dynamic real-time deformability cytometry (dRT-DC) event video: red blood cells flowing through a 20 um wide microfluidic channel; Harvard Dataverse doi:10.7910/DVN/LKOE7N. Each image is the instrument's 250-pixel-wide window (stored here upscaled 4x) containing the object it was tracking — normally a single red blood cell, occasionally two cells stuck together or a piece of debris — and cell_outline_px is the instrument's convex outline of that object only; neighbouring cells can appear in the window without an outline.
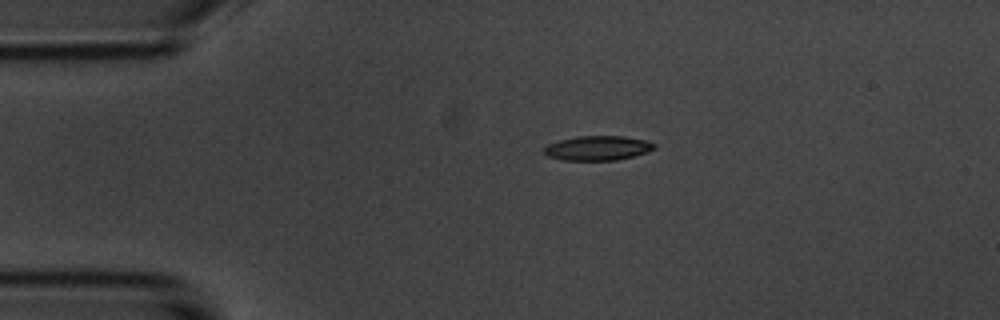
{"species": "common noctule bat (a hibernating species)", "species_latin": "Nyctalus noctula", "temperature_condition": "room temperature", "stored_images_in_passage": 2, "camera_frame_rate_fps": 3000, "um_per_image_px": 0.085, "animal": {"sex": "male", "body_mass_g": 20.1, "forearm_length_mm": 53.5}, "frame": {"image": 1, "passage_image": 1, "time_ms": 0.0, "image_size_px": [1000, 320], "cell_outline_px": [[656, 148], [648, 152], [616, 160], [564, 160], [548, 156], [544, 152], [544, 148], [548, 144], [560, 140], [580, 136], [624, 136], [644, 140], [656, 144]], "centroid_in_image_um": [50.82, 12.58], "position_along_channel_um": 34.2, "area_um2": 15.61}}